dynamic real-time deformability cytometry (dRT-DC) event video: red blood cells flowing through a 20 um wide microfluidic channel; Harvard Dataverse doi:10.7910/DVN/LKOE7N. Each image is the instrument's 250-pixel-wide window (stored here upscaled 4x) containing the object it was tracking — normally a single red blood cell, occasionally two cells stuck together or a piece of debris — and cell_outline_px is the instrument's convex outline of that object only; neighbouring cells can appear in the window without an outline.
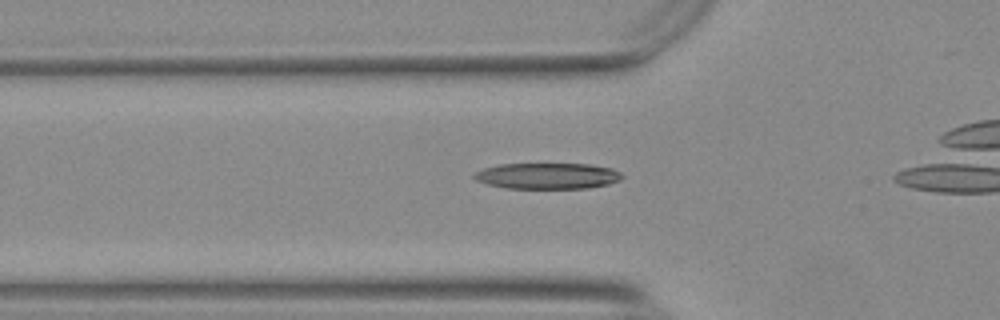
{"species": "Egyptian fruit bat (a non-hibernating species)", "species_latin": "Rousettus aegyptiacus", "temperature_condition": "warm", "stored_images_in_passage": 28, "camera_frame_rate_fps": 3000, "um_per_image_px": 0.085, "animal": {"sex": "female"}, "frame": {"image": 1, "passage_image": 9, "time_ms": 2.667, "image_size_px": [1000, 320], "cell_outline_px": [[624, 176], [620, 180], [608, 184], [588, 188], [508, 188], [488, 184], [476, 180], [472, 176], [476, 172], [484, 168], [496, 164], [588, 164], [612, 168], [620, 172]], "centroid_in_image_um": [46.55, 14.95], "position_along_channel_um": 79.3, "area_um2": 22.37}}
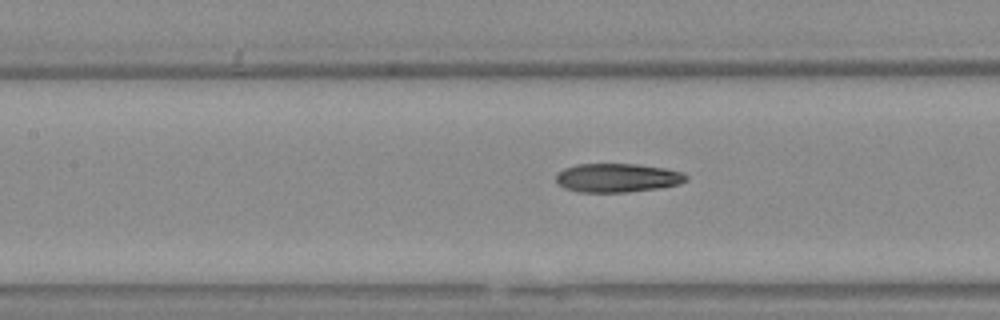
{"frame": {"image": 2, "passage_image": 15, "time_ms": 4.667, "image_size_px": [1000, 320], "cell_outline_px": [[688, 176], [680, 184], [656, 188], [624, 192], [580, 192], [564, 188], [556, 180], [556, 172], [564, 168], [576, 164], [636, 164], [664, 168], [684, 172]], "centroid_in_image_um": [52.44, 15.1], "position_along_channel_um": 155.0, "area_um2": 21.73}}
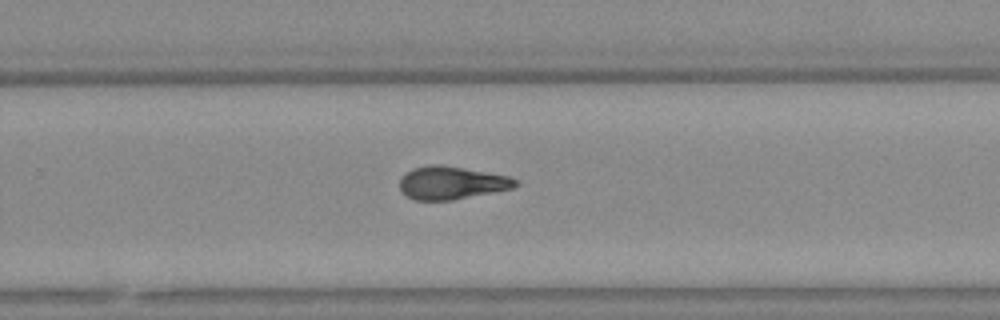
{"frame": {"image": 3, "passage_image": 26, "time_ms": 8.333, "image_size_px": [1000, 320], "cell_outline_px": [[516, 184], [512, 188], [452, 200], [416, 200], [408, 196], [400, 188], [400, 176], [412, 168], [428, 164], [440, 164], [464, 168], [508, 176], [516, 180]], "centroid_in_image_um": [38.32, 15.52], "position_along_channel_um": 291.5, "area_um2": 21.96}}